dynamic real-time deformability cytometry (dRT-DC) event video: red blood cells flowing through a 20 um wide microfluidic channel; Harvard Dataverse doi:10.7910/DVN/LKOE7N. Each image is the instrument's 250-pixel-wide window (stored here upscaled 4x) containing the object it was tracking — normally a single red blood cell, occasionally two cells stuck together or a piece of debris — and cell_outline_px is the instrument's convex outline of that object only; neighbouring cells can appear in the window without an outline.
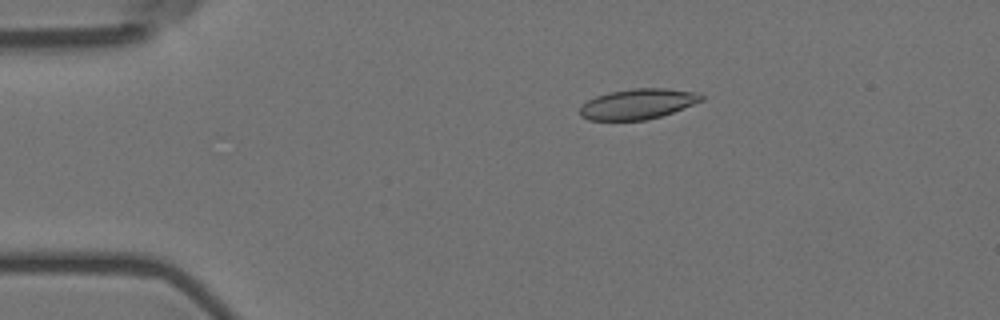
{"species": "Egyptian fruit bat (a non-hibernating species)", "species_latin": "Rousettus aegyptiacus", "temperature_condition": "room temperature", "stored_images_in_passage": 20, "camera_frame_rate_fps": 3000, "um_per_image_px": 0.085, "animal": {"sex": "female"}, "frame": {"image": 1, "passage_image": 11, "time_ms": 3.333, "image_size_px": [1000, 320], "cell_outline_px": [[704, 100], [672, 112], [660, 116], [644, 120], [588, 120], [580, 116], [580, 104], [596, 96], [608, 92], [632, 88], [664, 88], [700, 92], [704, 96]], "centroid_in_image_um": [54.2, 8.82], "position_along_channel_um": 30.8, "area_um2": 21.62}}
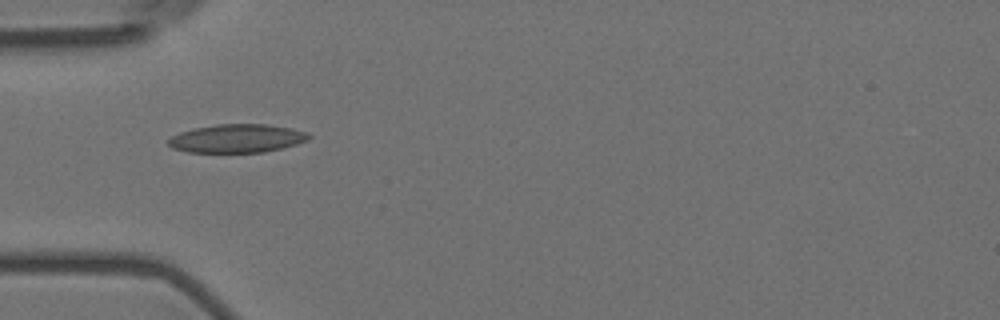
{"frame": {"image": 2, "passage_image": 18, "time_ms": 5.667, "image_size_px": [1000, 320], "cell_outline_px": [[312, 136], [308, 140], [296, 144], [264, 152], [188, 152], [172, 148], [168, 144], [168, 140], [172, 136], [180, 132], [196, 128], [216, 124], [264, 124], [292, 128], [308, 132]], "centroid_in_image_um": [20.16, 11.76], "position_along_channel_um": 64.8, "area_um2": 23.18}}